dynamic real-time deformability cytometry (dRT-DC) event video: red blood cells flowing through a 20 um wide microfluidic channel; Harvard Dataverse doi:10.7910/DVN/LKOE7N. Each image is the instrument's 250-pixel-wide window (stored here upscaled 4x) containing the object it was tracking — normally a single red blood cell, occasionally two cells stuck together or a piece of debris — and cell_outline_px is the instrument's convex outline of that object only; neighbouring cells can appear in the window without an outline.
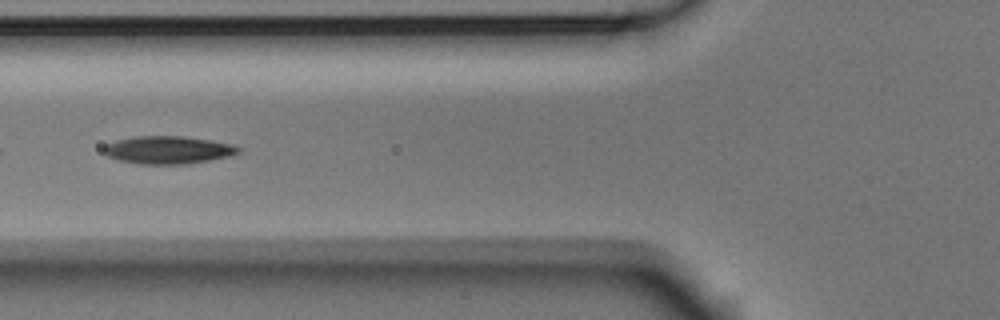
{"species": "Egyptian fruit bat (a non-hibernating species)", "species_latin": "Rousettus aegyptiacus", "temperature_condition": "room temperature", "stored_images_in_passage": 6, "camera_frame_rate_fps": 3000, "um_per_image_px": 0.085, "animal": {"sex": "male"}, "frame": {"image": 1, "passage_image": 6, "time_ms": 1.667, "image_size_px": [1000, 320], "cell_outline_px": [[240, 152], [228, 156], [188, 164], [140, 164], [120, 160], [108, 156], [104, 152], [104, 144], [116, 140], [136, 136], [184, 136], [212, 140], [232, 144], [240, 148]], "centroid_in_image_um": [14.28, 12.74], "position_along_channel_um": 111.5, "area_um2": 21.73}}